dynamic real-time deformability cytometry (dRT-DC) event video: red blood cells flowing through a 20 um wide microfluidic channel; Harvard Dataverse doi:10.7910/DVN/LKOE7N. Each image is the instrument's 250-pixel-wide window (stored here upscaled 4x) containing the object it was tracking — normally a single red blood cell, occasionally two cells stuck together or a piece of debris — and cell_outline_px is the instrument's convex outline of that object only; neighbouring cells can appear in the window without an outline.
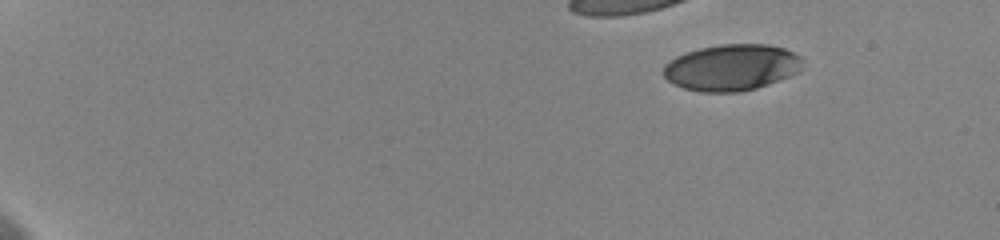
{"species": "human", "species_latin": "Homo sapiens", "temperature_condition": "cold", "stored_images_in_passage": 49, "camera_frame_rate_fps": 3000, "um_per_image_px": 0.085, "donor": {"sex": "female"}, "frame": {"image": 1, "passage_image": 1, "time_ms": 0.0, "image_size_px": [1000, 240], "cell_outline_px": [[804, 68], [800, 72], [768, 84], [756, 88], [740, 92], [700, 92], [684, 88], [668, 80], [664, 76], [664, 64], [676, 56], [700, 48], [720, 44], [768, 44], [784, 48], [800, 56], [804, 60]], "centroid_in_image_um": [62.24, 5.73], "position_along_channel_um": 22.8, "area_um2": 37.74}}
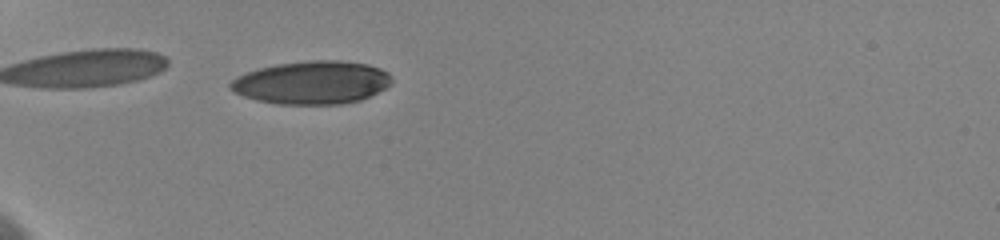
{"frame": {"image": 2, "passage_image": 9, "time_ms": 4.333, "image_size_px": [1000, 240], "cell_outline_px": [[392, 84], [360, 100], [340, 104], [276, 104], [256, 100], [244, 96], [228, 88], [228, 84], [236, 76], [260, 68], [276, 64], [312, 60], [340, 60], [368, 64], [380, 68], [388, 72], [392, 76]], "centroid_in_image_um": [26.51, 7.01], "position_along_channel_um": 58.5, "area_um2": 40.52}}
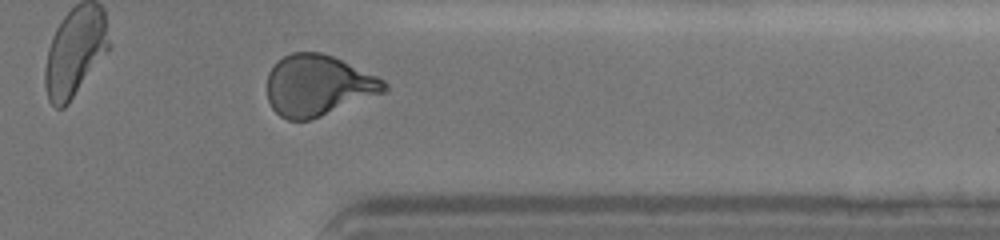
{"frame": {"image": 3, "passage_image": 42, "time_ms": 14.0, "image_size_px": [1000, 240], "cell_outline_px": [[388, 88], [384, 92], [320, 116], [308, 120], [288, 120], [280, 116], [272, 108], [268, 100], [268, 72], [276, 60], [292, 52], [320, 52], [332, 56], [376, 76], [384, 80], [388, 84]], "centroid_in_image_um": [27.0, 7.25], "position_along_channel_um": 384.4, "area_um2": 41.21}, "authors_computed_cell_mechanics": {"area_um2": 40.5756, "velocity_mm_per_s": 3.6038, "shape_relaxation_time_tau1_ms": 5.0097, "shape_relaxation_time_tau2_ms": 1.7107, "deformation_change_tau1": 0.1824, "deformation_change_tau2": 0.06}}